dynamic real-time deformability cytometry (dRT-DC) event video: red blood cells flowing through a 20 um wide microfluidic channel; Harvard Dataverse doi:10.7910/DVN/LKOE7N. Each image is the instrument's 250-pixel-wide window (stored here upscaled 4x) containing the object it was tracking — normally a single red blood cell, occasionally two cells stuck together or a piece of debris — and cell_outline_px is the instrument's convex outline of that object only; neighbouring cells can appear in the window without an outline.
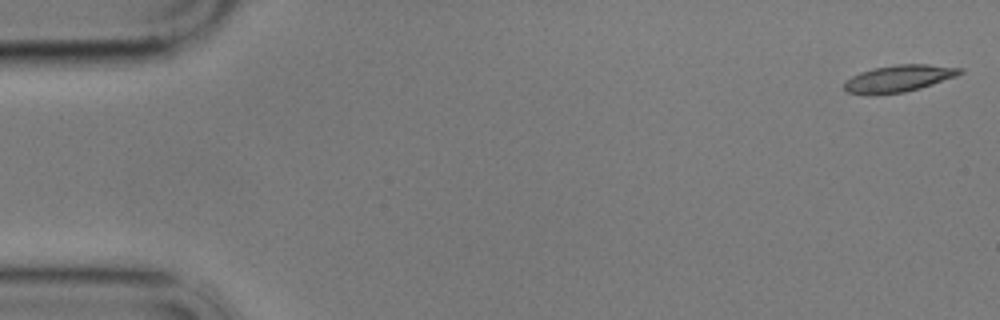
{"species": "common noctule bat (a hibernating species)", "species_latin": "Nyctalus noctula", "temperature_condition": "cold", "stored_images_in_passage": 58, "camera_frame_rate_fps": 3000, "um_per_image_px": 0.085, "animal": {"sex": "male", "body_mass_g": 17.9}, "frame": {"image": 1, "passage_image": 1, "time_ms": 0.0, "image_size_px": [1000, 320], "cell_outline_px": [[964, 72], [956, 76], [920, 88], [904, 92], [868, 96], [848, 92], [844, 88], [844, 84], [852, 76], [860, 72], [872, 68], [896, 64], [928, 64], [964, 68]], "centroid_in_image_um": [76.39, 6.67], "position_along_channel_um": 8.6, "area_um2": 18.26}}
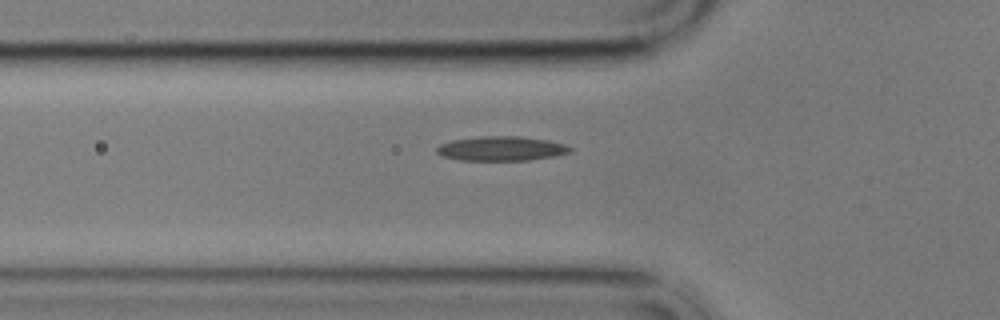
{"frame": {"image": 2, "passage_image": 19, "time_ms": 6.0, "image_size_px": [1000, 320], "cell_outline_px": [[572, 152], [552, 156], [528, 160], [460, 160], [444, 156], [436, 152], [436, 148], [440, 144], [452, 140], [480, 136], [520, 136], [548, 140], [564, 144], [572, 148]], "centroid_in_image_um": [42.61, 12.62], "position_along_channel_um": 83.2, "area_um2": 18.9}}
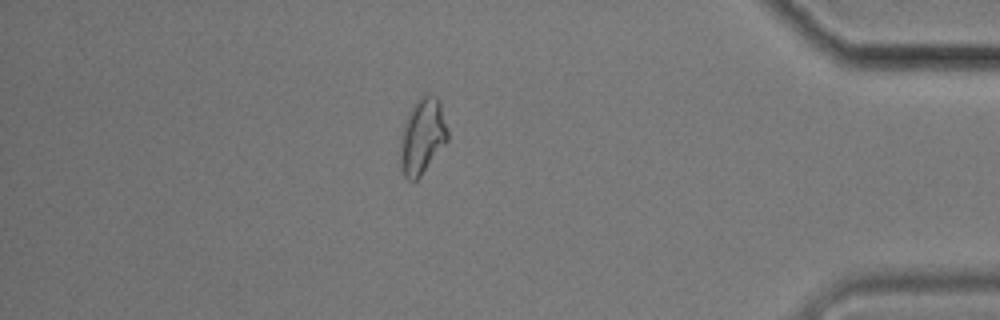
{"frame": {"image": 3, "passage_image": 50, "time_ms": 16.333, "image_size_px": [1000, 320], "cell_outline_px": [[448, 140], [420, 176], [416, 180], [408, 180], [404, 176], [400, 168], [400, 136], [404, 124], [412, 104], [424, 92], [428, 92], [436, 96], [440, 104], [448, 132]], "centroid_in_image_um": [35.87, 11.55], "position_along_channel_um": 399.3, "area_um2": 20.98}, "authors_computed_cell_mechanics": {"area_um2": 18.2359, "velocity_mm_per_s": 3.4111, "shape_relaxation_time_tau1_ms": null, "shape_relaxation_time_tau2_ms": 6.3816, "deformation_change_tau1": null, "deformation_change_tau2": 0.1516}}